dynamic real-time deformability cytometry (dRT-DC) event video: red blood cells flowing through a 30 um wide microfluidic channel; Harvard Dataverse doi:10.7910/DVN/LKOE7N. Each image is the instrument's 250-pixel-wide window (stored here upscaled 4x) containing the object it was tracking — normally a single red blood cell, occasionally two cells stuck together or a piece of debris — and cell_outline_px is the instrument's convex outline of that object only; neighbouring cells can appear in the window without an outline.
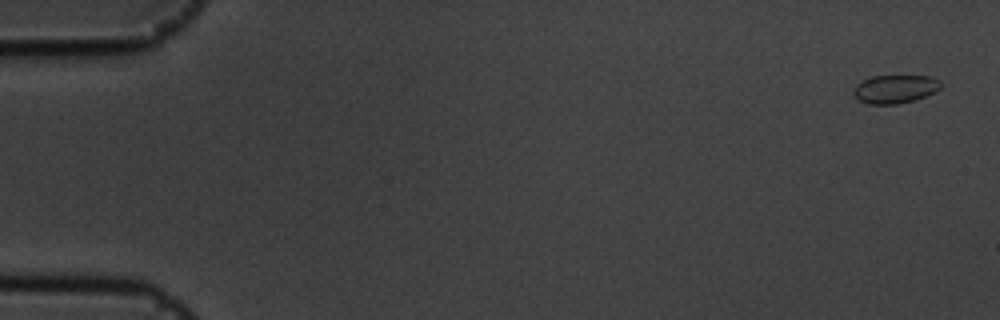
{"species": "common noctule bat (a hibernating species)", "species_latin": "Nyctalus noctula", "temperature_condition": "cold", "stored_images_in_passage": 57, "camera_frame_rate_fps": 3000, "um_per_image_px": 0.085, "animal": {"sex": "male", "body_mass_g": 19.5, "forearm_length_mm": 54.6}, "frame": {"image": 1, "passage_image": 2, "time_ms": 0.333, "image_size_px": [1000, 320], "cell_outline_px": [[944, 84], [940, 88], [924, 96], [912, 100], [896, 104], [868, 104], [856, 100], [852, 92], [856, 84], [872, 76], [932, 76], [940, 80]], "centroid_in_image_um": [76.05, 7.56], "position_along_channel_um": 8.9, "area_um2": 14.45}}
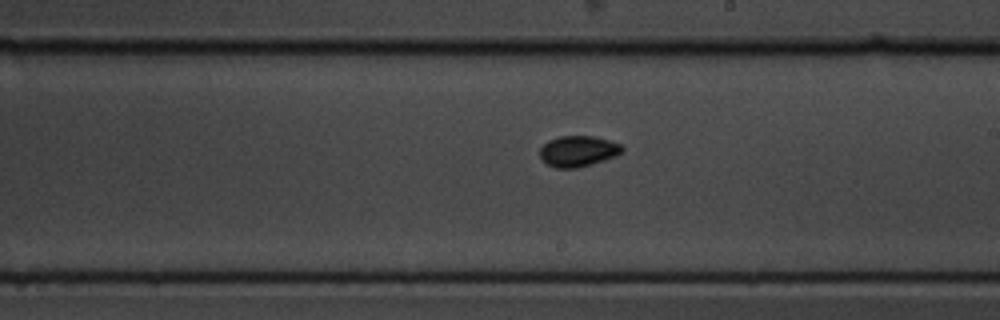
{"frame": {"image": 2, "passage_image": 33, "time_ms": 10.667, "image_size_px": [1000, 320], "cell_outline_px": [[624, 152], [616, 156], [592, 164], [576, 168], [556, 168], [540, 160], [540, 148], [548, 140], [560, 136], [592, 136], [608, 140], [620, 144], [624, 148]], "centroid_in_image_um": [49.13, 12.85], "position_along_channel_um": 239.9, "area_um2": 14.85}}
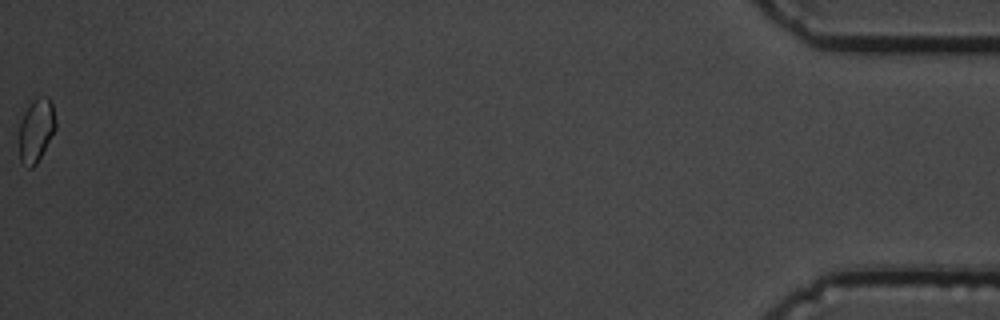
{"frame": {"image": 3, "passage_image": 57, "time_ms": 18.667, "image_size_px": [1000, 320], "cell_outline_px": [[56, 128], [36, 164], [32, 168], [28, 168], [20, 160], [20, 120], [24, 112], [32, 100], [40, 96], [48, 96], [52, 104], [56, 120]], "centroid_in_image_um": [3.08, 11.04], "position_along_channel_um": 432.1, "area_um2": 13.41}, "authors_computed_cell_mechanics": {"area_um2": 14.1032, "velocity_mm_per_s": 3.5912, "shape_relaxation_time_tau1_ms": 1.3899, "shape_relaxation_time_tau2_ms": 8.377, "deformation_change_tau1": 0.0613, "deformation_change_tau2": 0.059}}